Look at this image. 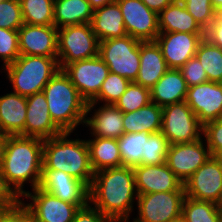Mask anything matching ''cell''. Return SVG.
I'll use <instances>...</instances> for the list:
<instances>
[{
  "label": "cell",
  "instance_id": "obj_1",
  "mask_svg": "<svg viewBox=\"0 0 222 222\" xmlns=\"http://www.w3.org/2000/svg\"><path fill=\"white\" fill-rule=\"evenodd\" d=\"M132 167L119 166L94 173L89 187V203L113 222H129L137 199Z\"/></svg>",
  "mask_w": 222,
  "mask_h": 222
},
{
  "label": "cell",
  "instance_id": "obj_2",
  "mask_svg": "<svg viewBox=\"0 0 222 222\" xmlns=\"http://www.w3.org/2000/svg\"><path fill=\"white\" fill-rule=\"evenodd\" d=\"M42 159V139L9 135L0 168L7 183L21 198L26 193L25 183H30L32 189L40 185Z\"/></svg>",
  "mask_w": 222,
  "mask_h": 222
},
{
  "label": "cell",
  "instance_id": "obj_3",
  "mask_svg": "<svg viewBox=\"0 0 222 222\" xmlns=\"http://www.w3.org/2000/svg\"><path fill=\"white\" fill-rule=\"evenodd\" d=\"M71 132L43 140L42 169L63 171L90 187L94 171L86 140L70 139ZM69 138V139H68Z\"/></svg>",
  "mask_w": 222,
  "mask_h": 222
},
{
  "label": "cell",
  "instance_id": "obj_4",
  "mask_svg": "<svg viewBox=\"0 0 222 222\" xmlns=\"http://www.w3.org/2000/svg\"><path fill=\"white\" fill-rule=\"evenodd\" d=\"M42 91L51 119L63 132L74 133L78 125H84L88 102L63 69L57 71Z\"/></svg>",
  "mask_w": 222,
  "mask_h": 222
},
{
  "label": "cell",
  "instance_id": "obj_5",
  "mask_svg": "<svg viewBox=\"0 0 222 222\" xmlns=\"http://www.w3.org/2000/svg\"><path fill=\"white\" fill-rule=\"evenodd\" d=\"M3 69L13 91L28 97L41 92L60 68L57 57L20 55Z\"/></svg>",
  "mask_w": 222,
  "mask_h": 222
},
{
  "label": "cell",
  "instance_id": "obj_6",
  "mask_svg": "<svg viewBox=\"0 0 222 222\" xmlns=\"http://www.w3.org/2000/svg\"><path fill=\"white\" fill-rule=\"evenodd\" d=\"M130 35L99 42L98 56L109 71L135 82L140 68V43Z\"/></svg>",
  "mask_w": 222,
  "mask_h": 222
},
{
  "label": "cell",
  "instance_id": "obj_7",
  "mask_svg": "<svg viewBox=\"0 0 222 222\" xmlns=\"http://www.w3.org/2000/svg\"><path fill=\"white\" fill-rule=\"evenodd\" d=\"M98 52L99 40L90 23L58 29L57 58L60 69L71 62L98 56Z\"/></svg>",
  "mask_w": 222,
  "mask_h": 222
},
{
  "label": "cell",
  "instance_id": "obj_8",
  "mask_svg": "<svg viewBox=\"0 0 222 222\" xmlns=\"http://www.w3.org/2000/svg\"><path fill=\"white\" fill-rule=\"evenodd\" d=\"M161 132L170 145L190 143L203 137V125L182 101L162 107Z\"/></svg>",
  "mask_w": 222,
  "mask_h": 222
},
{
  "label": "cell",
  "instance_id": "obj_9",
  "mask_svg": "<svg viewBox=\"0 0 222 222\" xmlns=\"http://www.w3.org/2000/svg\"><path fill=\"white\" fill-rule=\"evenodd\" d=\"M185 191L138 194V216L132 222H169L181 215Z\"/></svg>",
  "mask_w": 222,
  "mask_h": 222
},
{
  "label": "cell",
  "instance_id": "obj_10",
  "mask_svg": "<svg viewBox=\"0 0 222 222\" xmlns=\"http://www.w3.org/2000/svg\"><path fill=\"white\" fill-rule=\"evenodd\" d=\"M183 185L185 196L222 205V158L211 156Z\"/></svg>",
  "mask_w": 222,
  "mask_h": 222
},
{
  "label": "cell",
  "instance_id": "obj_11",
  "mask_svg": "<svg viewBox=\"0 0 222 222\" xmlns=\"http://www.w3.org/2000/svg\"><path fill=\"white\" fill-rule=\"evenodd\" d=\"M63 71L88 103L99 93L110 72L107 64L99 56L71 62Z\"/></svg>",
  "mask_w": 222,
  "mask_h": 222
},
{
  "label": "cell",
  "instance_id": "obj_12",
  "mask_svg": "<svg viewBox=\"0 0 222 222\" xmlns=\"http://www.w3.org/2000/svg\"><path fill=\"white\" fill-rule=\"evenodd\" d=\"M31 191H26L23 197L32 201L24 203L22 198V202L36 222H72L80 209L77 205L65 202L39 186Z\"/></svg>",
  "mask_w": 222,
  "mask_h": 222
},
{
  "label": "cell",
  "instance_id": "obj_13",
  "mask_svg": "<svg viewBox=\"0 0 222 222\" xmlns=\"http://www.w3.org/2000/svg\"><path fill=\"white\" fill-rule=\"evenodd\" d=\"M122 12L127 35L142 41H155L160 33L158 14L141 0H115Z\"/></svg>",
  "mask_w": 222,
  "mask_h": 222
},
{
  "label": "cell",
  "instance_id": "obj_14",
  "mask_svg": "<svg viewBox=\"0 0 222 222\" xmlns=\"http://www.w3.org/2000/svg\"><path fill=\"white\" fill-rule=\"evenodd\" d=\"M203 139L169 145L165 163L183 183L211 157Z\"/></svg>",
  "mask_w": 222,
  "mask_h": 222
},
{
  "label": "cell",
  "instance_id": "obj_15",
  "mask_svg": "<svg viewBox=\"0 0 222 222\" xmlns=\"http://www.w3.org/2000/svg\"><path fill=\"white\" fill-rule=\"evenodd\" d=\"M205 34L185 32H160L156 43L160 46L168 68L179 69L195 56Z\"/></svg>",
  "mask_w": 222,
  "mask_h": 222
},
{
  "label": "cell",
  "instance_id": "obj_16",
  "mask_svg": "<svg viewBox=\"0 0 222 222\" xmlns=\"http://www.w3.org/2000/svg\"><path fill=\"white\" fill-rule=\"evenodd\" d=\"M186 103L204 126L222 116V83L205 82L188 87Z\"/></svg>",
  "mask_w": 222,
  "mask_h": 222
},
{
  "label": "cell",
  "instance_id": "obj_17",
  "mask_svg": "<svg viewBox=\"0 0 222 222\" xmlns=\"http://www.w3.org/2000/svg\"><path fill=\"white\" fill-rule=\"evenodd\" d=\"M20 55L57 57L58 29L54 25L23 24L18 29Z\"/></svg>",
  "mask_w": 222,
  "mask_h": 222
},
{
  "label": "cell",
  "instance_id": "obj_18",
  "mask_svg": "<svg viewBox=\"0 0 222 222\" xmlns=\"http://www.w3.org/2000/svg\"><path fill=\"white\" fill-rule=\"evenodd\" d=\"M138 194L185 191L183 182L166 165H138L133 167Z\"/></svg>",
  "mask_w": 222,
  "mask_h": 222
},
{
  "label": "cell",
  "instance_id": "obj_19",
  "mask_svg": "<svg viewBox=\"0 0 222 222\" xmlns=\"http://www.w3.org/2000/svg\"><path fill=\"white\" fill-rule=\"evenodd\" d=\"M26 99L25 137H35L45 140L63 133L51 119L48 103L43 91L28 96Z\"/></svg>",
  "mask_w": 222,
  "mask_h": 222
},
{
  "label": "cell",
  "instance_id": "obj_20",
  "mask_svg": "<svg viewBox=\"0 0 222 222\" xmlns=\"http://www.w3.org/2000/svg\"><path fill=\"white\" fill-rule=\"evenodd\" d=\"M169 68L156 41L140 43V68L136 84L151 89Z\"/></svg>",
  "mask_w": 222,
  "mask_h": 222
},
{
  "label": "cell",
  "instance_id": "obj_21",
  "mask_svg": "<svg viewBox=\"0 0 222 222\" xmlns=\"http://www.w3.org/2000/svg\"><path fill=\"white\" fill-rule=\"evenodd\" d=\"M27 99L11 92L0 96V132L24 136Z\"/></svg>",
  "mask_w": 222,
  "mask_h": 222
},
{
  "label": "cell",
  "instance_id": "obj_22",
  "mask_svg": "<svg viewBox=\"0 0 222 222\" xmlns=\"http://www.w3.org/2000/svg\"><path fill=\"white\" fill-rule=\"evenodd\" d=\"M93 111L91 118L86 115L84 122L90 128V134L100 138L119 139L124 133L123 112L112 104H103Z\"/></svg>",
  "mask_w": 222,
  "mask_h": 222
},
{
  "label": "cell",
  "instance_id": "obj_23",
  "mask_svg": "<svg viewBox=\"0 0 222 222\" xmlns=\"http://www.w3.org/2000/svg\"><path fill=\"white\" fill-rule=\"evenodd\" d=\"M90 25L99 42L127 35L122 12L115 0L94 10Z\"/></svg>",
  "mask_w": 222,
  "mask_h": 222
},
{
  "label": "cell",
  "instance_id": "obj_24",
  "mask_svg": "<svg viewBox=\"0 0 222 222\" xmlns=\"http://www.w3.org/2000/svg\"><path fill=\"white\" fill-rule=\"evenodd\" d=\"M188 86L179 69L169 68L150 89L151 102L164 107L186 100Z\"/></svg>",
  "mask_w": 222,
  "mask_h": 222
},
{
  "label": "cell",
  "instance_id": "obj_25",
  "mask_svg": "<svg viewBox=\"0 0 222 222\" xmlns=\"http://www.w3.org/2000/svg\"><path fill=\"white\" fill-rule=\"evenodd\" d=\"M160 32L205 34L180 0H175L158 14Z\"/></svg>",
  "mask_w": 222,
  "mask_h": 222
},
{
  "label": "cell",
  "instance_id": "obj_26",
  "mask_svg": "<svg viewBox=\"0 0 222 222\" xmlns=\"http://www.w3.org/2000/svg\"><path fill=\"white\" fill-rule=\"evenodd\" d=\"M93 139H86L90 164L95 172L122 166L121 153L116 138H100L92 136Z\"/></svg>",
  "mask_w": 222,
  "mask_h": 222
},
{
  "label": "cell",
  "instance_id": "obj_27",
  "mask_svg": "<svg viewBox=\"0 0 222 222\" xmlns=\"http://www.w3.org/2000/svg\"><path fill=\"white\" fill-rule=\"evenodd\" d=\"M161 122L162 107L153 102L139 110L123 113L124 133L160 132Z\"/></svg>",
  "mask_w": 222,
  "mask_h": 222
},
{
  "label": "cell",
  "instance_id": "obj_28",
  "mask_svg": "<svg viewBox=\"0 0 222 222\" xmlns=\"http://www.w3.org/2000/svg\"><path fill=\"white\" fill-rule=\"evenodd\" d=\"M94 10L87 0H54V26L90 23Z\"/></svg>",
  "mask_w": 222,
  "mask_h": 222
},
{
  "label": "cell",
  "instance_id": "obj_29",
  "mask_svg": "<svg viewBox=\"0 0 222 222\" xmlns=\"http://www.w3.org/2000/svg\"><path fill=\"white\" fill-rule=\"evenodd\" d=\"M151 133H123L117 139L121 153L122 165L135 167L141 165L142 157H146L147 140Z\"/></svg>",
  "mask_w": 222,
  "mask_h": 222
},
{
  "label": "cell",
  "instance_id": "obj_30",
  "mask_svg": "<svg viewBox=\"0 0 222 222\" xmlns=\"http://www.w3.org/2000/svg\"><path fill=\"white\" fill-rule=\"evenodd\" d=\"M23 22L28 25H54V0H19Z\"/></svg>",
  "mask_w": 222,
  "mask_h": 222
},
{
  "label": "cell",
  "instance_id": "obj_31",
  "mask_svg": "<svg viewBox=\"0 0 222 222\" xmlns=\"http://www.w3.org/2000/svg\"><path fill=\"white\" fill-rule=\"evenodd\" d=\"M181 215L186 222H219L220 205L185 196Z\"/></svg>",
  "mask_w": 222,
  "mask_h": 222
},
{
  "label": "cell",
  "instance_id": "obj_32",
  "mask_svg": "<svg viewBox=\"0 0 222 222\" xmlns=\"http://www.w3.org/2000/svg\"><path fill=\"white\" fill-rule=\"evenodd\" d=\"M195 56L204 68L208 81L222 83V49L204 38Z\"/></svg>",
  "mask_w": 222,
  "mask_h": 222
},
{
  "label": "cell",
  "instance_id": "obj_33",
  "mask_svg": "<svg viewBox=\"0 0 222 222\" xmlns=\"http://www.w3.org/2000/svg\"><path fill=\"white\" fill-rule=\"evenodd\" d=\"M130 81L118 74L109 72L107 78L102 83L99 93L87 104L86 115H90L91 110L103 101L104 104L114 105L121 95L126 91Z\"/></svg>",
  "mask_w": 222,
  "mask_h": 222
},
{
  "label": "cell",
  "instance_id": "obj_34",
  "mask_svg": "<svg viewBox=\"0 0 222 222\" xmlns=\"http://www.w3.org/2000/svg\"><path fill=\"white\" fill-rule=\"evenodd\" d=\"M39 187L79 208L89 203V187L86 184L39 185Z\"/></svg>",
  "mask_w": 222,
  "mask_h": 222
},
{
  "label": "cell",
  "instance_id": "obj_35",
  "mask_svg": "<svg viewBox=\"0 0 222 222\" xmlns=\"http://www.w3.org/2000/svg\"><path fill=\"white\" fill-rule=\"evenodd\" d=\"M151 102L150 89L142 85L130 82L126 91L114 104L123 113L133 112L148 105Z\"/></svg>",
  "mask_w": 222,
  "mask_h": 222
},
{
  "label": "cell",
  "instance_id": "obj_36",
  "mask_svg": "<svg viewBox=\"0 0 222 222\" xmlns=\"http://www.w3.org/2000/svg\"><path fill=\"white\" fill-rule=\"evenodd\" d=\"M169 142L162 132L151 133L147 140L146 157H142L141 165H159L166 162Z\"/></svg>",
  "mask_w": 222,
  "mask_h": 222
},
{
  "label": "cell",
  "instance_id": "obj_37",
  "mask_svg": "<svg viewBox=\"0 0 222 222\" xmlns=\"http://www.w3.org/2000/svg\"><path fill=\"white\" fill-rule=\"evenodd\" d=\"M195 21L205 31L215 19L217 12L214 10L211 0H180Z\"/></svg>",
  "mask_w": 222,
  "mask_h": 222
},
{
  "label": "cell",
  "instance_id": "obj_38",
  "mask_svg": "<svg viewBox=\"0 0 222 222\" xmlns=\"http://www.w3.org/2000/svg\"><path fill=\"white\" fill-rule=\"evenodd\" d=\"M20 56L18 30L0 28V59L3 67L13 63Z\"/></svg>",
  "mask_w": 222,
  "mask_h": 222
},
{
  "label": "cell",
  "instance_id": "obj_39",
  "mask_svg": "<svg viewBox=\"0 0 222 222\" xmlns=\"http://www.w3.org/2000/svg\"><path fill=\"white\" fill-rule=\"evenodd\" d=\"M23 17L19 0H3L0 2V28L18 30Z\"/></svg>",
  "mask_w": 222,
  "mask_h": 222
},
{
  "label": "cell",
  "instance_id": "obj_40",
  "mask_svg": "<svg viewBox=\"0 0 222 222\" xmlns=\"http://www.w3.org/2000/svg\"><path fill=\"white\" fill-rule=\"evenodd\" d=\"M203 138L213 157L222 158V116L203 126Z\"/></svg>",
  "mask_w": 222,
  "mask_h": 222
},
{
  "label": "cell",
  "instance_id": "obj_41",
  "mask_svg": "<svg viewBox=\"0 0 222 222\" xmlns=\"http://www.w3.org/2000/svg\"><path fill=\"white\" fill-rule=\"evenodd\" d=\"M179 70L188 87L208 82L206 72L196 56L189 59Z\"/></svg>",
  "mask_w": 222,
  "mask_h": 222
},
{
  "label": "cell",
  "instance_id": "obj_42",
  "mask_svg": "<svg viewBox=\"0 0 222 222\" xmlns=\"http://www.w3.org/2000/svg\"><path fill=\"white\" fill-rule=\"evenodd\" d=\"M0 222H34V218L21 201L12 208L0 209Z\"/></svg>",
  "mask_w": 222,
  "mask_h": 222
},
{
  "label": "cell",
  "instance_id": "obj_43",
  "mask_svg": "<svg viewBox=\"0 0 222 222\" xmlns=\"http://www.w3.org/2000/svg\"><path fill=\"white\" fill-rule=\"evenodd\" d=\"M85 184L71 175L53 169H42L40 185Z\"/></svg>",
  "mask_w": 222,
  "mask_h": 222
},
{
  "label": "cell",
  "instance_id": "obj_44",
  "mask_svg": "<svg viewBox=\"0 0 222 222\" xmlns=\"http://www.w3.org/2000/svg\"><path fill=\"white\" fill-rule=\"evenodd\" d=\"M21 197L7 183L0 168V209H8L18 205Z\"/></svg>",
  "mask_w": 222,
  "mask_h": 222
},
{
  "label": "cell",
  "instance_id": "obj_45",
  "mask_svg": "<svg viewBox=\"0 0 222 222\" xmlns=\"http://www.w3.org/2000/svg\"><path fill=\"white\" fill-rule=\"evenodd\" d=\"M72 222H113L90 203L80 208Z\"/></svg>",
  "mask_w": 222,
  "mask_h": 222
},
{
  "label": "cell",
  "instance_id": "obj_46",
  "mask_svg": "<svg viewBox=\"0 0 222 222\" xmlns=\"http://www.w3.org/2000/svg\"><path fill=\"white\" fill-rule=\"evenodd\" d=\"M205 39L222 49V12L217 13L215 19L205 30Z\"/></svg>",
  "mask_w": 222,
  "mask_h": 222
},
{
  "label": "cell",
  "instance_id": "obj_47",
  "mask_svg": "<svg viewBox=\"0 0 222 222\" xmlns=\"http://www.w3.org/2000/svg\"><path fill=\"white\" fill-rule=\"evenodd\" d=\"M150 10L159 14L175 0H141Z\"/></svg>",
  "mask_w": 222,
  "mask_h": 222
},
{
  "label": "cell",
  "instance_id": "obj_48",
  "mask_svg": "<svg viewBox=\"0 0 222 222\" xmlns=\"http://www.w3.org/2000/svg\"><path fill=\"white\" fill-rule=\"evenodd\" d=\"M8 137H9L8 134L0 132V167L3 161L6 142L8 140Z\"/></svg>",
  "mask_w": 222,
  "mask_h": 222
},
{
  "label": "cell",
  "instance_id": "obj_49",
  "mask_svg": "<svg viewBox=\"0 0 222 222\" xmlns=\"http://www.w3.org/2000/svg\"><path fill=\"white\" fill-rule=\"evenodd\" d=\"M90 3V6L93 10L101 8L106 4L113 2L114 0H87Z\"/></svg>",
  "mask_w": 222,
  "mask_h": 222
},
{
  "label": "cell",
  "instance_id": "obj_50",
  "mask_svg": "<svg viewBox=\"0 0 222 222\" xmlns=\"http://www.w3.org/2000/svg\"><path fill=\"white\" fill-rule=\"evenodd\" d=\"M211 3L217 13L222 12V0H211Z\"/></svg>",
  "mask_w": 222,
  "mask_h": 222
},
{
  "label": "cell",
  "instance_id": "obj_51",
  "mask_svg": "<svg viewBox=\"0 0 222 222\" xmlns=\"http://www.w3.org/2000/svg\"><path fill=\"white\" fill-rule=\"evenodd\" d=\"M169 222H186L184 217L182 215L174 218V219H171Z\"/></svg>",
  "mask_w": 222,
  "mask_h": 222
},
{
  "label": "cell",
  "instance_id": "obj_52",
  "mask_svg": "<svg viewBox=\"0 0 222 222\" xmlns=\"http://www.w3.org/2000/svg\"><path fill=\"white\" fill-rule=\"evenodd\" d=\"M219 222H222V205H220V218H219Z\"/></svg>",
  "mask_w": 222,
  "mask_h": 222
}]
</instances>
